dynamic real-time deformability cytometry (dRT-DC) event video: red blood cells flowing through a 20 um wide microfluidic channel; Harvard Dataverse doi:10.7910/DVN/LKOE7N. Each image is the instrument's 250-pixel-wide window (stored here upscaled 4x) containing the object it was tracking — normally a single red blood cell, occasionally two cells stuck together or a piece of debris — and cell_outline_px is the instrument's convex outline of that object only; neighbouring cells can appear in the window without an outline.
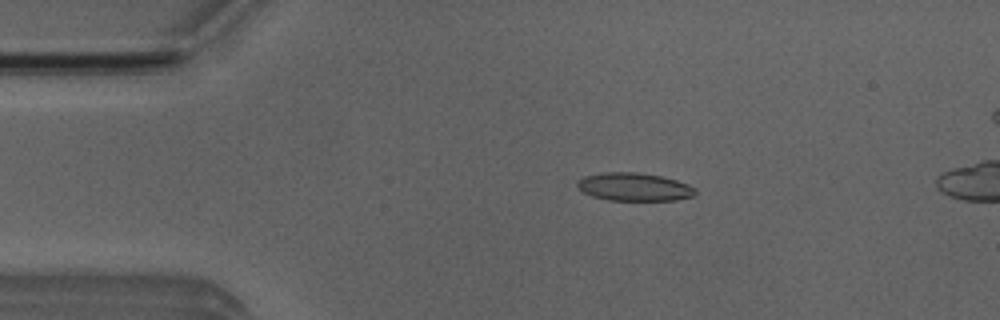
{"species": "Egyptian fruit bat (a non-hibernating species)", "species_latin": "Rousettus aegyptiacus", "temperature_condition": "room temperature", "stored_images_in_passage": 49, "camera_frame_rate_fps": 3000, "um_per_image_px": 0.085, "animal": {"sex": "male"}, "frame": {"image": 1, "passage_image": 9, "time_ms": 2.667, "image_size_px": [1000, 320], "cell_outline_px": [[696, 192], [692, 196], [676, 200], [608, 200], [592, 196], [584, 192], [576, 184], [576, 180], [584, 176], [600, 172], [636, 172], [660, 176], [676, 180], [688, 184], [696, 188]], "centroid_in_image_um": [53.88, 15.88], "position_along_channel_um": 31.1, "area_um2": 19.31}}
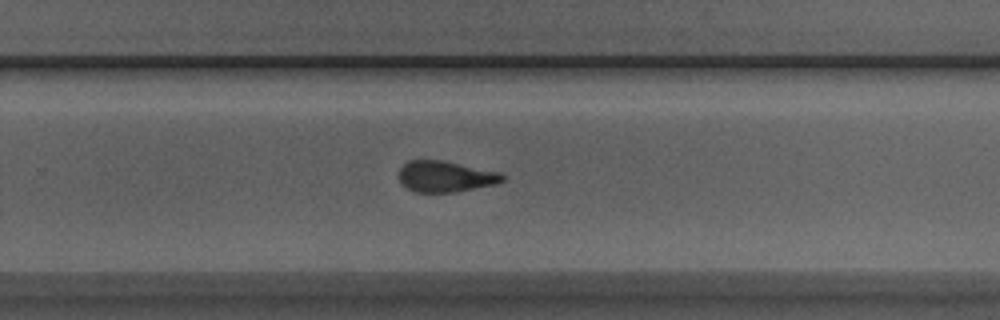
{"frame": {"image": 2, "passage_image": 32, "time_ms": 10.333, "image_size_px": [1000, 320], "cell_outline_px": [[504, 180], [496, 184], [456, 192], [416, 192], [408, 188], [400, 180], [400, 168], [408, 160], [440, 160], [500, 172], [504, 176]], "centroid_in_image_um": [37.88, 15.0], "position_along_channel_um": 291.9, "area_um2": 18.5}}
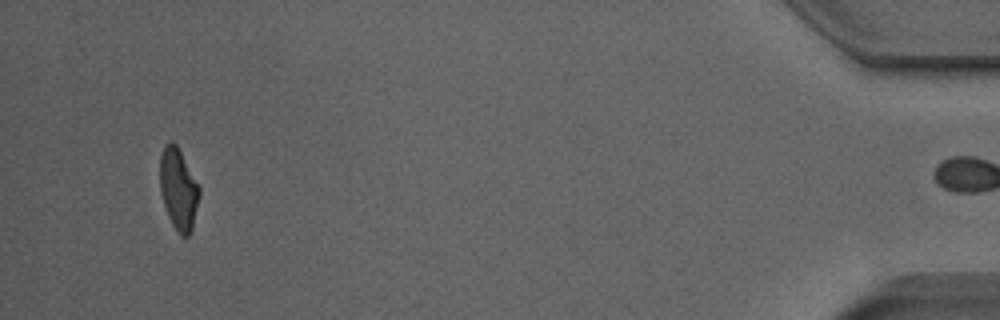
{"frame": {"image": 3, "passage_image": 48, "time_ms": 15.667, "image_size_px": [1000, 320], "cell_outline_px": [[200, 196], [192, 228], [188, 236], [180, 236], [172, 224], [168, 216], [160, 192], [160, 156], [164, 148], [172, 140], [176, 144], [200, 188]], "centroid_in_image_um": [15.17, 16.11], "position_along_channel_um": 420.0, "area_um2": 18.44}, "authors_computed_cell_mechanics": {"area_um2": 19.363, "velocity_mm_per_s": 3.9842, "shape_relaxation_time_tau1_ms": 8.7667, "shape_relaxation_time_tau2_ms": 1.7672, "deformation_change_tau1": 0.2144, "deformation_change_tau2": 0.1044}}